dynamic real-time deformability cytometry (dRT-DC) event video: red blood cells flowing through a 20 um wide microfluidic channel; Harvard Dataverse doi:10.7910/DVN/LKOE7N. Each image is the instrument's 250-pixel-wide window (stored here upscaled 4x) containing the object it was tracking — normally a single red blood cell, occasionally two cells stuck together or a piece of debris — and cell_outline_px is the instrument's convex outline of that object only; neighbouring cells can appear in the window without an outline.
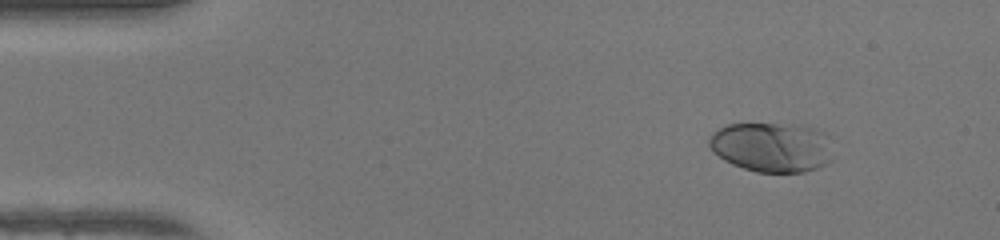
{"species": "human", "species_latin": "Homo sapiens", "temperature_condition": "warm", "stored_images_in_passage": 44, "camera_frame_rate_fps": 3000, "um_per_image_px": 0.085, "donor": {"sex": "female"}, "frame": {"image": 1, "passage_image": 1, "time_ms": 0.0, "image_size_px": [1000, 240], "cell_outline_px": [[832, 160], [816, 168], [804, 172], [756, 172], [732, 164], [724, 160], [712, 152], [708, 144], [708, 140], [712, 132], [728, 124], [804, 124], [824, 132], [828, 136]], "centroid_in_image_um": [65.59, 12.49], "position_along_channel_um": 19.4, "area_um2": 36.18}}
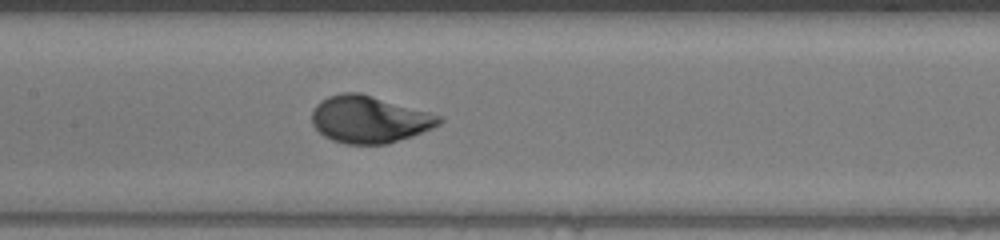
{"frame": {"image": 2, "passage_image": 19, "time_ms": 6.0, "image_size_px": [1000, 240], "cell_outline_px": [[444, 120], [440, 124], [432, 128], [412, 136], [388, 144], [344, 144], [332, 140], [324, 136], [312, 124], [312, 112], [316, 104], [320, 100], [328, 96], [340, 92], [360, 92], [444, 116]], "centroid_in_image_um": [31.4, 10.14], "position_along_channel_um": 176.0, "area_um2": 35.2}}
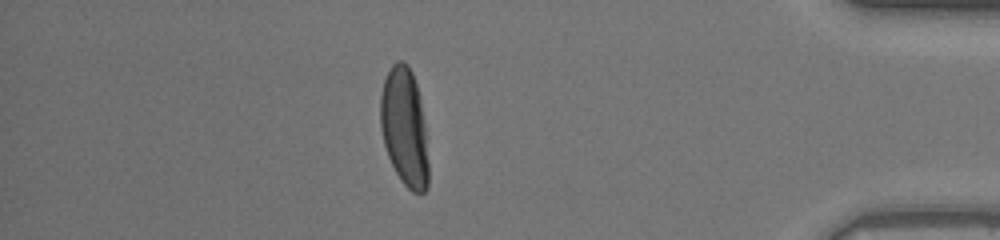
{"frame": {"image": 3, "passage_image": 38, "time_ms": 12.333, "image_size_px": [1000, 240], "cell_outline_px": [[428, 188], [424, 192], [412, 192], [400, 180], [388, 156], [384, 144], [380, 128], [380, 96], [384, 80], [392, 64], [396, 60], [404, 60], [408, 64], [412, 72], [420, 96], [424, 124], [428, 160]], "centroid_in_image_um": [34.37, 10.79], "position_along_channel_um": 400.8, "area_um2": 33.23}}